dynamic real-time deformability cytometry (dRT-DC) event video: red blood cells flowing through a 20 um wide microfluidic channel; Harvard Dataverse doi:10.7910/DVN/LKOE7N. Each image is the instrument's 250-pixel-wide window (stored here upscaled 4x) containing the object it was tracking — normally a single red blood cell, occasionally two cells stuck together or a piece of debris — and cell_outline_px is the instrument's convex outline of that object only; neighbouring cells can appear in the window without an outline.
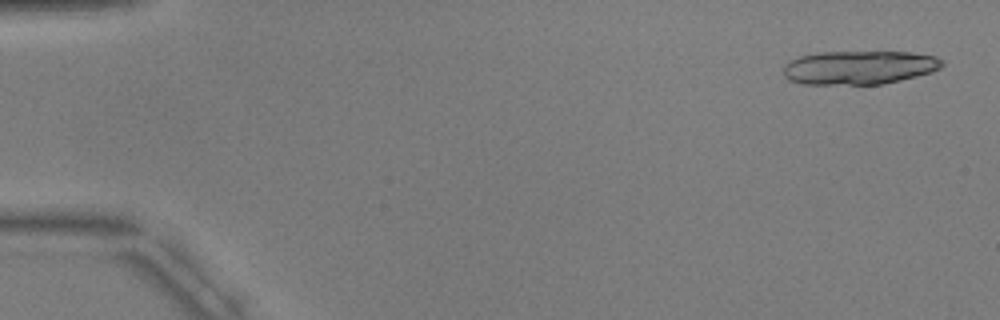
{"species": "common noctule bat (a hibernating species)", "species_latin": "Nyctalus noctula", "temperature_condition": "warm", "stored_images_in_passage": 5, "camera_frame_rate_fps": 3000, "um_per_image_px": 0.085, "animal": {"sex": "male", "body_mass_g": 17.9, "forearm_length_mm": 54.2}, "frame": {"image": 1, "passage_image": 1, "time_ms": 0.0, "image_size_px": [1000, 320], "cell_outline_px": [[944, 64], [940, 68], [932, 72], [884, 84], [804, 84], [788, 80], [784, 76], [784, 64], [800, 56], [820, 52], [912, 52], [936, 56], [944, 60]], "centroid_in_image_um": [73.05, 5.73], "position_along_channel_um": 11.9, "area_um2": 31.27}}